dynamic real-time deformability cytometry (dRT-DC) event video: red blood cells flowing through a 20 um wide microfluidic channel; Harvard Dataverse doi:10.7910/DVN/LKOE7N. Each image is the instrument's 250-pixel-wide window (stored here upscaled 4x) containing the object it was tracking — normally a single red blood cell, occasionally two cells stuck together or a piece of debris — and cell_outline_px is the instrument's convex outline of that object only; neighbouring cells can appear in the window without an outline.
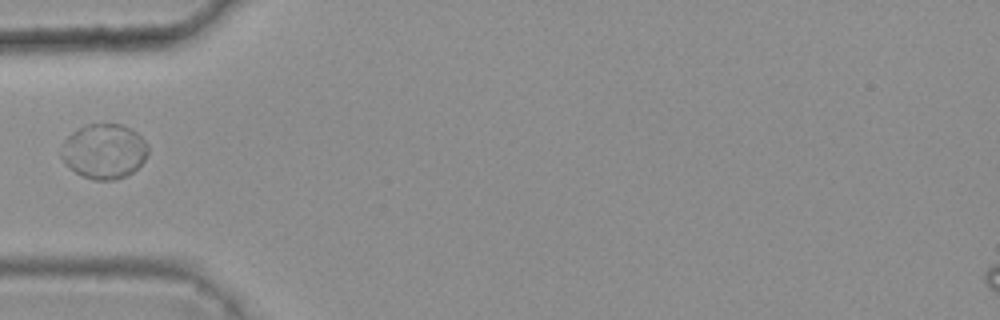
{"species": "common noctule bat (a hibernating species)", "species_latin": "Nyctalus noctula", "temperature_condition": "warm", "stored_images_in_passage": 1, "camera_frame_rate_fps": 3000, "um_per_image_px": 0.085, "animal": {"sex": "female", "body_mass_g": 25.1}, "frame": {"image": 1, "passage_image": 1, "time_ms": 0.0, "image_size_px": [1000, 320], "cell_outline_px": [[148, 152], [144, 160], [132, 172], [124, 176], [112, 180], [96, 180], [84, 176], [68, 168], [60, 156], [60, 152], [64, 140], [76, 128], [88, 124], [120, 124], [132, 128], [148, 144]], "centroid_in_image_um": [8.82, 12.84], "position_along_channel_um": 76.2, "area_um2": 27.8}}